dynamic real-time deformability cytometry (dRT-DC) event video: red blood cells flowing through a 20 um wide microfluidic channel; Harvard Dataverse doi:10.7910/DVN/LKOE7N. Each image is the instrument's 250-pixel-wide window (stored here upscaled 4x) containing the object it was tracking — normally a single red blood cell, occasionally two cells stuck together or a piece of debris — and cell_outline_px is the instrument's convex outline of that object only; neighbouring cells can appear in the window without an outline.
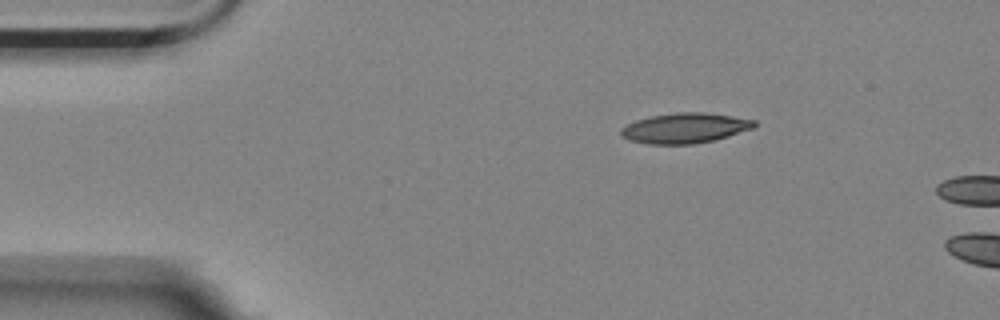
{"species": "Egyptian fruit bat (a non-hibernating species)", "species_latin": "Rousettus aegyptiacus", "temperature_condition": "room temperature", "stored_images_in_passage": 2, "camera_frame_rate_fps": 3000, "um_per_image_px": 0.085, "animal": {"sex": "female"}, "frame": {"image": 1, "passage_image": 1, "time_ms": 0.0, "image_size_px": [1000, 320], "cell_outline_px": [[756, 128], [716, 140], [692, 144], [648, 144], [628, 140], [620, 136], [620, 128], [636, 120], [652, 116], [676, 112], [704, 112], [732, 116], [756, 120]], "centroid_in_image_um": [58.24, 10.89], "position_along_channel_um": 26.8, "area_um2": 23.7}}